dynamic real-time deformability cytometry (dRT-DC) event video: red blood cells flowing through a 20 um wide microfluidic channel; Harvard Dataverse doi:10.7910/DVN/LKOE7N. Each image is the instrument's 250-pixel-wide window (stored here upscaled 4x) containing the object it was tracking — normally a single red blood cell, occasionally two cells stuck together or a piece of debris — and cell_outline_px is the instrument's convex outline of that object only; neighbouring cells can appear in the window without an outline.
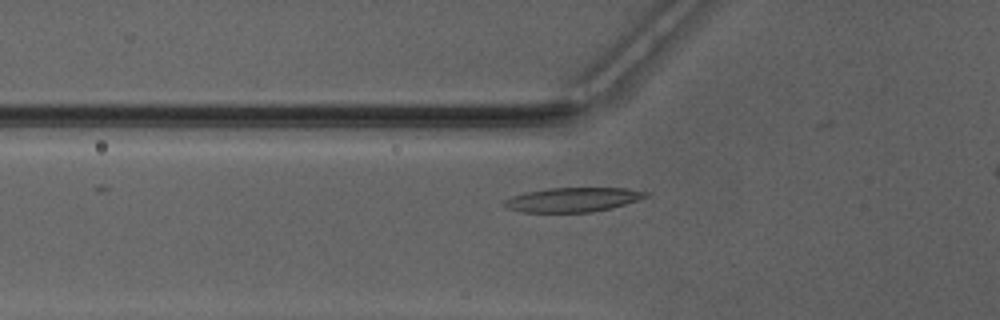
{"species": "Egyptian fruit bat (a non-hibernating species)", "species_latin": "Rousettus aegyptiacus", "temperature_condition": "warm", "stored_images_in_passage": 38, "camera_frame_rate_fps": 3000, "um_per_image_px": 0.085, "animal": {"sex": "male"}, "frame": {"image": 1, "passage_image": 11, "time_ms": 3.333, "image_size_px": [1000, 320], "cell_outline_px": [[652, 192], [648, 196], [612, 208], [592, 212], [520, 212], [508, 208], [504, 204], [504, 200], [512, 196], [524, 192], [548, 188], [624, 188]], "centroid_in_image_um": [48.69, 16.97], "position_along_channel_um": 77.1, "area_um2": 20.06}}
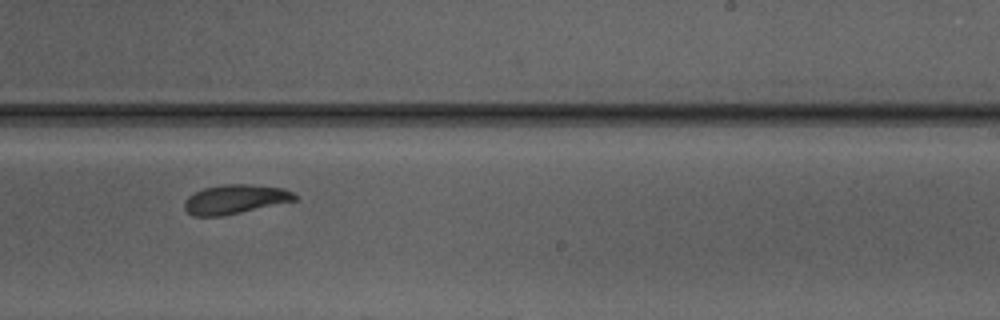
{"frame": {"image": 2, "passage_image": 25, "time_ms": 8.0, "image_size_px": [1000, 320], "cell_outline_px": [[296, 200], [240, 212], [220, 216], [192, 216], [184, 208], [184, 200], [188, 196], [204, 188], [224, 184], [252, 184], [284, 188], [292, 192], [296, 196]], "centroid_in_image_um": [19.96, 16.93], "position_along_channel_um": 269.0, "area_um2": 18.61}}
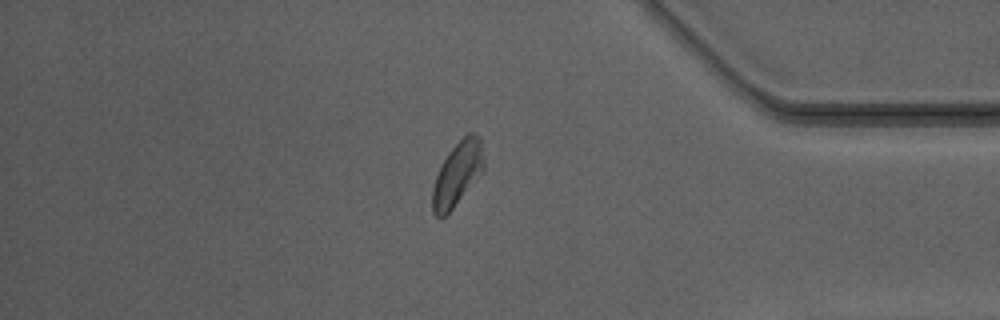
{"frame": {"image": 3, "passage_image": 36, "time_ms": 11.667, "image_size_px": [1000, 320], "cell_outline_px": [[484, 172], [452, 208], [444, 216], [436, 216], [432, 212], [432, 188], [440, 164], [448, 152], [468, 132], [472, 132], [480, 136], [484, 160]], "centroid_in_image_um": [38.89, 14.75], "position_along_channel_um": 396.3, "area_um2": 19.19}}